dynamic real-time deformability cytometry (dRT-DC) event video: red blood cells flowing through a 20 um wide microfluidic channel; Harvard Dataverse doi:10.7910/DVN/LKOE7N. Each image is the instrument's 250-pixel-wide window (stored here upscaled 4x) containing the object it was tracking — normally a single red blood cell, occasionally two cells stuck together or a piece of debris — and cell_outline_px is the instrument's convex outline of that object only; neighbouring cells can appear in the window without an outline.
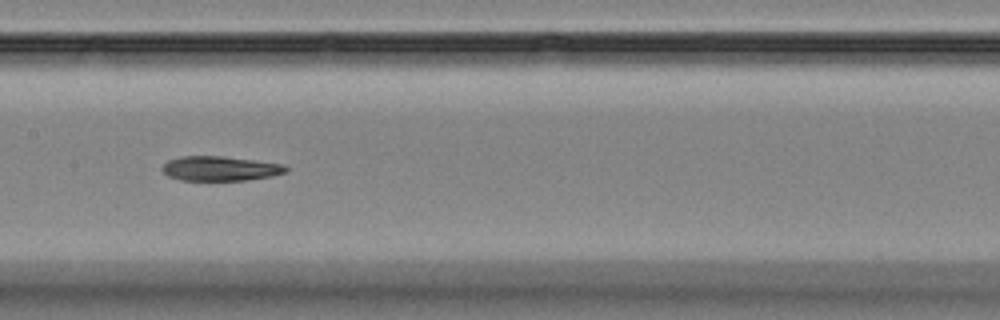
{"species": "Egyptian fruit bat (a non-hibernating species)", "species_latin": "Rousettus aegyptiacus", "temperature_condition": "room temperature", "stored_images_in_passage": 9, "camera_frame_rate_fps": 3000, "um_per_image_px": 0.085, "animal": {"sex": "female"}, "frame": {"image": 1, "passage_image": 7, "time_ms": 7.0, "image_size_px": [1000, 320], "cell_outline_px": [[288, 172], [272, 176], [248, 180], [180, 180], [168, 176], [160, 168], [168, 160], [180, 156], [224, 156], [284, 164], [288, 168]], "centroid_in_image_um": [18.72, 14.32], "position_along_channel_um": 188.7, "area_um2": 17.86}}
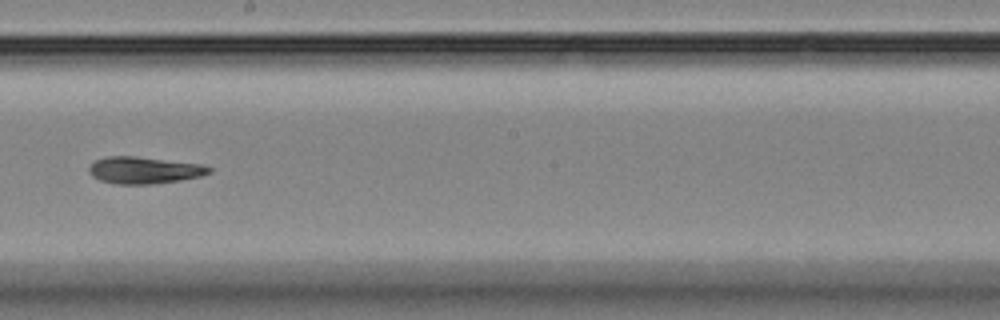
{"frame": {"image": 2, "passage_image": 8, "time_ms": 8.333, "image_size_px": [1000, 320], "cell_outline_px": [[212, 172], [200, 176], [180, 180], [152, 184], [116, 184], [100, 180], [92, 176], [88, 172], [88, 168], [96, 160], [108, 156], [136, 156], [200, 164], [212, 168]], "centroid_in_image_um": [12.24, 14.47], "position_along_channel_um": 236.0, "area_um2": 18.73}}
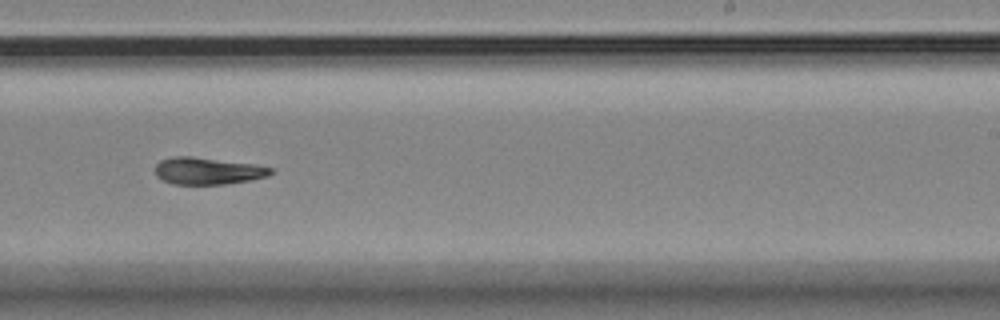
{"frame": {"image": 3, "passage_image": 9, "time_ms": 9.333, "image_size_px": [1000, 320], "cell_outline_px": [[272, 172], [268, 176], [252, 180], [224, 184], [172, 184], [156, 176], [156, 164], [160, 160], [176, 156], [192, 156], [256, 164], [272, 168]], "centroid_in_image_um": [17.67, 14.52], "position_along_channel_um": 271.3, "area_um2": 18.21}}